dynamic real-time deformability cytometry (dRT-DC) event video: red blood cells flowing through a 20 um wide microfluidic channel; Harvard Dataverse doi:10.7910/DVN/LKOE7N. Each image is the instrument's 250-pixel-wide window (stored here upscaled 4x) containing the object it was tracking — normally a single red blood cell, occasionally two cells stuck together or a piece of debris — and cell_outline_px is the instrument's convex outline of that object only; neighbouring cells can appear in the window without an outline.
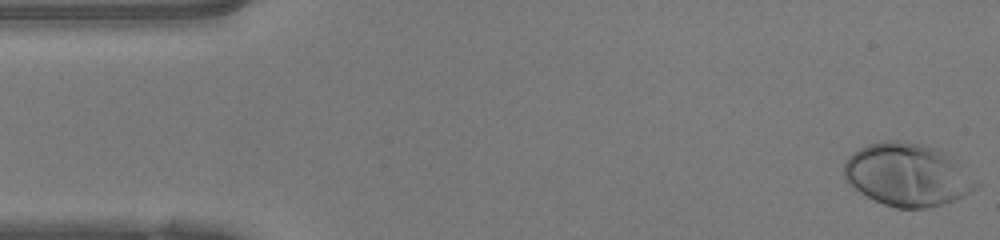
{"species": "human", "species_latin": "Homo sapiens", "temperature_condition": "warm", "stored_images_in_passage": 47, "camera_frame_rate_fps": 3000, "um_per_image_px": 0.085, "donor": {"sex": "female"}, "frame": {"image": 1, "passage_image": 1, "time_ms": 0.0, "image_size_px": [1000, 240], "cell_outline_px": [[980, 184], [976, 188], [952, 200], [940, 204], [924, 208], [896, 208], [884, 204], [860, 192], [844, 176], [844, 164], [848, 156], [852, 152], [868, 144], [884, 140], [896, 140], [924, 144], [940, 152]], "centroid_in_image_um": [77.03, 14.85], "position_along_channel_um": 8.0, "area_um2": 46.76}}
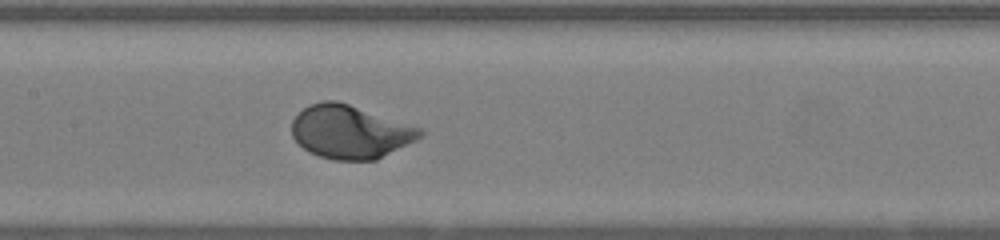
{"frame": {"image": 2, "passage_image": 22, "time_ms": 7.0, "image_size_px": [1000, 240], "cell_outline_px": [[424, 132], [416, 140], [376, 160], [332, 160], [308, 152], [292, 136], [292, 120], [308, 104], [324, 100], [336, 100], [424, 128]], "centroid_in_image_um": [29.77, 11.2], "position_along_channel_um": 177.6, "area_um2": 39.88}}
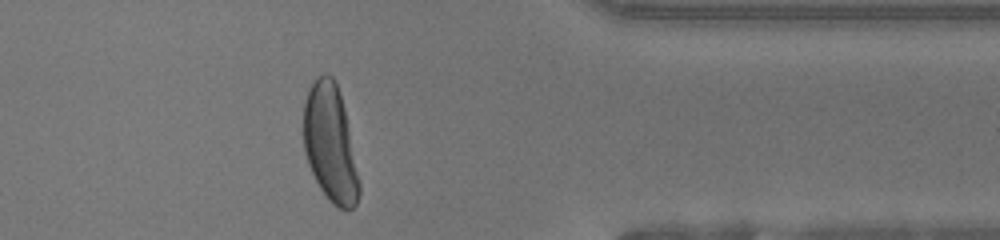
{"frame": {"image": 3, "passage_image": 38, "time_ms": 12.333, "image_size_px": [1000, 240], "cell_outline_px": [[360, 192], [356, 204], [348, 212], [332, 204], [320, 188], [308, 164], [304, 152], [304, 104], [308, 88], [312, 80], [316, 76], [324, 72], [332, 76], [340, 92], [344, 108], [360, 184]], "centroid_in_image_um": [28.06, 12.18], "position_along_channel_um": 383.3, "area_um2": 37.97}, "authors_computed_cell_mechanics": {"area_um2": 39.882, "velocity_mm_per_s": 4.2018, "shape_relaxation_time_tau1_ms": 1.8709, "shape_relaxation_time_tau2_ms": null, "deformation_change_tau1": 0.1746, "deformation_change_tau2": null}}